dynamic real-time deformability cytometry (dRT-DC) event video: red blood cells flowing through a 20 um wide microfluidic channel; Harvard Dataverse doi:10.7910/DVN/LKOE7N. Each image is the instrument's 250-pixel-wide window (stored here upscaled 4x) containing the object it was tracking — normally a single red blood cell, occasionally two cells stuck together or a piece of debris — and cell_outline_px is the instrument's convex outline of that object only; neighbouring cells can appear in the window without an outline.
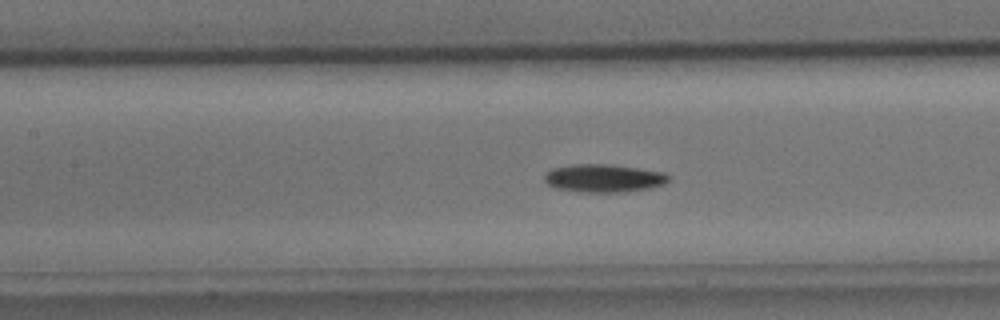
{"species": "common noctule bat (a hibernating species)", "species_latin": "Nyctalus noctula", "temperature_condition": "cold", "stored_images_in_passage": 52, "camera_frame_rate_fps": 3000, "um_per_image_px": 0.085, "animal": {"sex": "male", "body_mass_g": 15.6}, "frame": {"image": 1, "passage_image": 22, "time_ms": 7.0, "image_size_px": [1000, 320], "cell_outline_px": [[668, 180], [664, 184], [648, 188], [628, 192], [584, 192], [556, 188], [548, 184], [544, 180], [544, 176], [552, 168], [572, 164], [604, 164], [636, 168], [664, 172], [668, 176]], "centroid_in_image_um": [51.29, 15.15], "position_along_channel_um": 156.1, "area_um2": 20.06}, "authors_computed_cell_mechanics": {"area_um2": 18.5538, "velocity_mm_per_s": 3.7577, "shape_relaxation_time_tau1_ms": 3.5064, "shape_relaxation_time_tau2_ms": null, "deformation_change_tau1": 0.1235, "deformation_change_tau2": null}}